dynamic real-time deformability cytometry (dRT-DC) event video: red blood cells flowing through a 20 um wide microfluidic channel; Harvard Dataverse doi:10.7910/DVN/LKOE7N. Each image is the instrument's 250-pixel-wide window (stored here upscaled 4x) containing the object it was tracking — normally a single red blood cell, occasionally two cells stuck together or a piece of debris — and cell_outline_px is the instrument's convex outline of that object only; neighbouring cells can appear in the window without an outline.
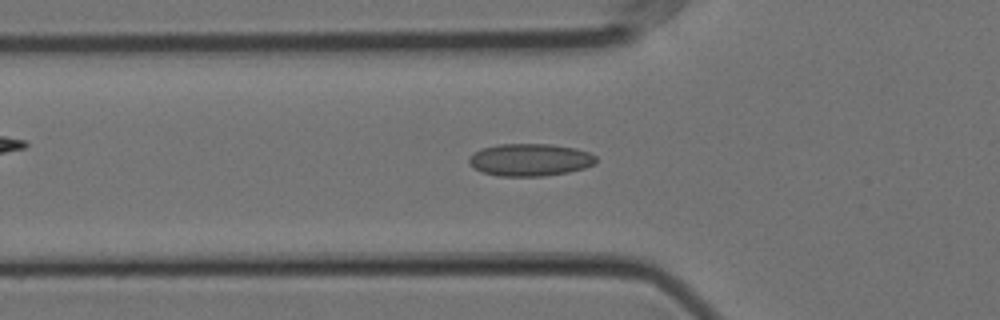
{"species": "Egyptian fruit bat (a non-hibernating species)", "species_latin": "Rousettus aegyptiacus", "temperature_condition": "cold", "stored_images_in_passage": 49, "segment_of_instrument_passage": [1, 2], "camera_frame_rate_fps": 3000, "um_per_image_px": 0.085, "animal": {"sex": "female"}, "frame": {"image": 1, "passage_image": 10, "time_ms": 3.0, "image_size_px": [1000, 320], "cell_outline_px": [[596, 160], [592, 164], [584, 168], [568, 172], [544, 176], [500, 176], [484, 172], [468, 164], [468, 156], [484, 148], [500, 144], [552, 144], [576, 148], [588, 152], [596, 156]], "centroid_in_image_um": [45.05, 13.58], "position_along_channel_um": 80.7, "area_um2": 23.81}}
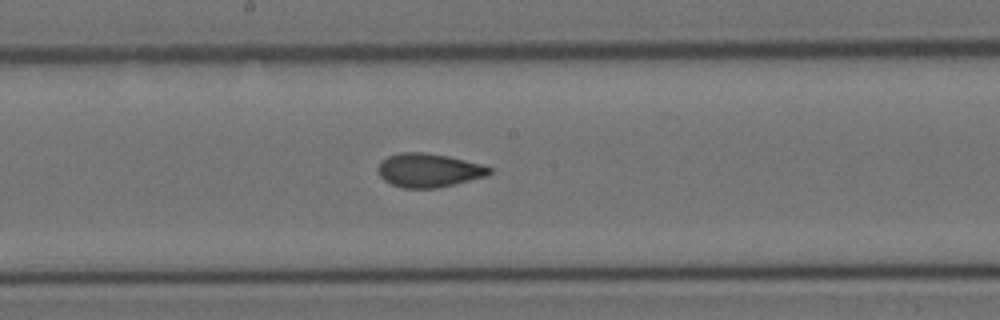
{"frame": {"image": 2, "passage_image": 21, "time_ms": 6.667, "image_size_px": [1000, 320], "cell_outline_px": [[492, 172], [488, 176], [436, 188], [404, 188], [392, 184], [384, 180], [380, 176], [376, 168], [388, 156], [400, 152], [424, 152], [448, 156], [480, 164], [492, 168]], "centroid_in_image_um": [36.44, 14.47], "position_along_channel_um": 211.8, "area_um2": 21.79}}
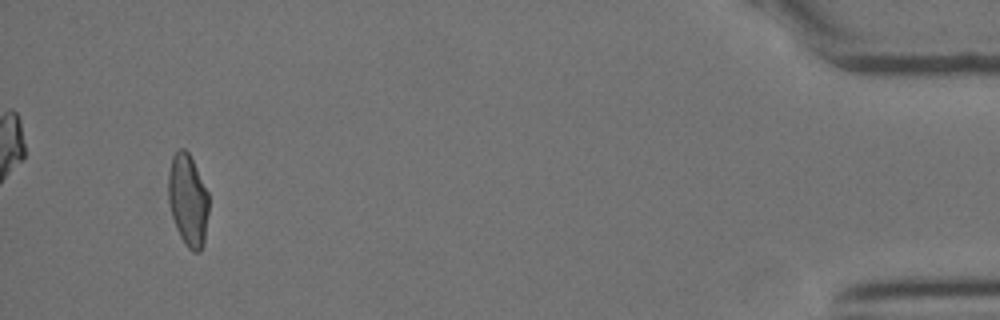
{"frame": {"image": 3, "passage_image": 45, "time_ms": 14.667, "image_size_px": [1000, 320], "cell_outline_px": [[208, 212], [204, 244], [200, 252], [192, 252], [184, 244], [176, 228], [172, 216], [168, 200], [168, 172], [172, 156], [180, 148], [184, 148], [188, 152], [208, 192]], "centroid_in_image_um": [15.97, 17.04], "position_along_channel_um": 419.2, "area_um2": 21.73}}